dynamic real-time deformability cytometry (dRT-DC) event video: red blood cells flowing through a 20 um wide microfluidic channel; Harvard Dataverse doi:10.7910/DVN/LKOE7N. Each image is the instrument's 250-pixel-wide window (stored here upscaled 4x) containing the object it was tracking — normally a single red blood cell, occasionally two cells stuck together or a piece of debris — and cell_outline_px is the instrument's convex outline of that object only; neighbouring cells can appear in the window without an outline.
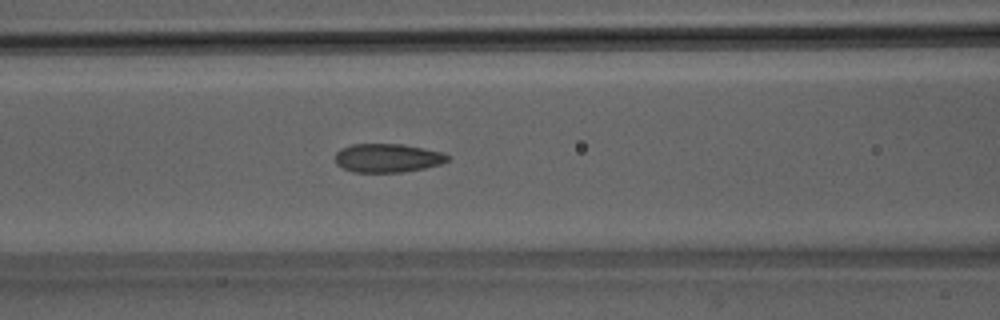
{"species": "Egyptian fruit bat (a non-hibernating species)", "species_latin": "Rousettus aegyptiacus", "temperature_condition": "room temperature", "stored_images_in_passage": 50, "camera_frame_rate_fps": 3000, "um_per_image_px": 0.085, "animal": {"sex": "male"}, "frame": {"image": 1, "passage_image": 21, "time_ms": 6.667, "image_size_px": [1000, 320], "cell_outline_px": [[448, 160], [440, 164], [424, 168], [404, 172], [352, 172], [336, 164], [336, 152], [340, 148], [352, 144], [400, 144], [424, 148], [440, 152], [448, 156]], "centroid_in_image_um": [32.9, 13.43], "position_along_channel_um": 133.7, "area_um2": 18.67}}
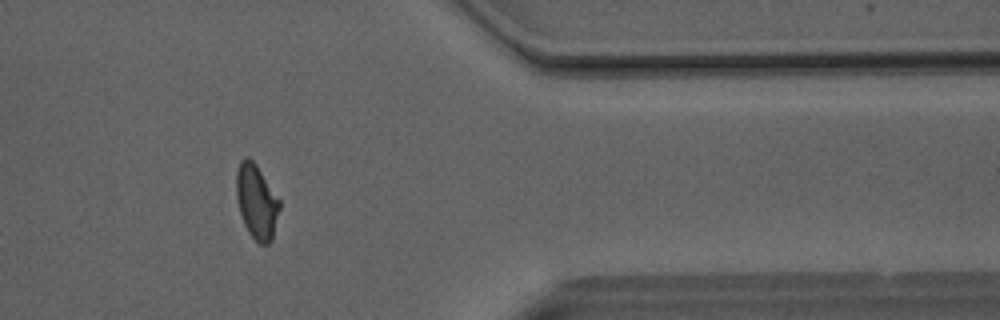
{"frame": {"image": 2, "passage_image": 41, "time_ms": 13.333, "image_size_px": [1000, 320], "cell_outline_px": [[280, 208], [272, 240], [268, 244], [260, 244], [248, 232], [244, 224], [240, 212], [236, 196], [236, 172], [240, 160], [244, 156], [248, 156], [256, 164], [280, 200]], "centroid_in_image_um": [21.8, 17.12], "position_along_channel_um": 389.6, "area_um2": 18.79}}
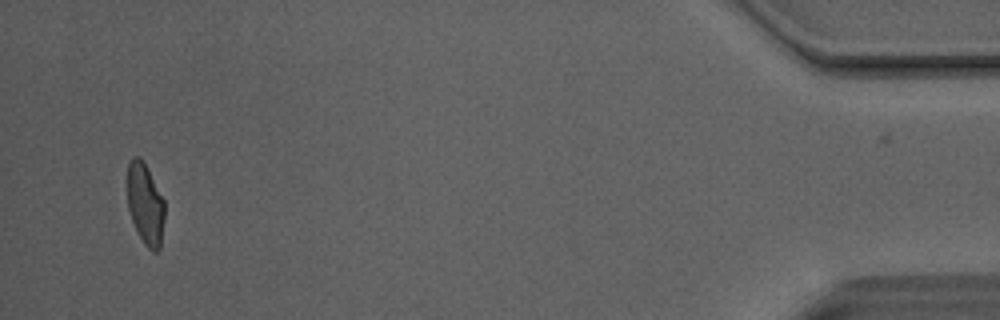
{"frame": {"image": 3, "passage_image": 48, "time_ms": 15.667, "image_size_px": [1000, 320], "cell_outline_px": [[164, 220], [160, 248], [156, 252], [152, 252], [144, 244], [132, 220], [128, 208], [124, 180], [128, 164], [132, 156], [140, 156], [164, 200]], "centroid_in_image_um": [12.3, 17.3], "position_along_channel_um": 422.9, "area_um2": 18.03}, "authors_computed_cell_mechanics": {"area_um2": 18.9584, "velocity_mm_per_s": 4.1245, "shape_relaxation_time_tau1_ms": 9.5268, "shape_relaxation_time_tau2_ms": 1.4205, "deformation_change_tau1": 0.1982, "deformation_change_tau2": 0.0698}}